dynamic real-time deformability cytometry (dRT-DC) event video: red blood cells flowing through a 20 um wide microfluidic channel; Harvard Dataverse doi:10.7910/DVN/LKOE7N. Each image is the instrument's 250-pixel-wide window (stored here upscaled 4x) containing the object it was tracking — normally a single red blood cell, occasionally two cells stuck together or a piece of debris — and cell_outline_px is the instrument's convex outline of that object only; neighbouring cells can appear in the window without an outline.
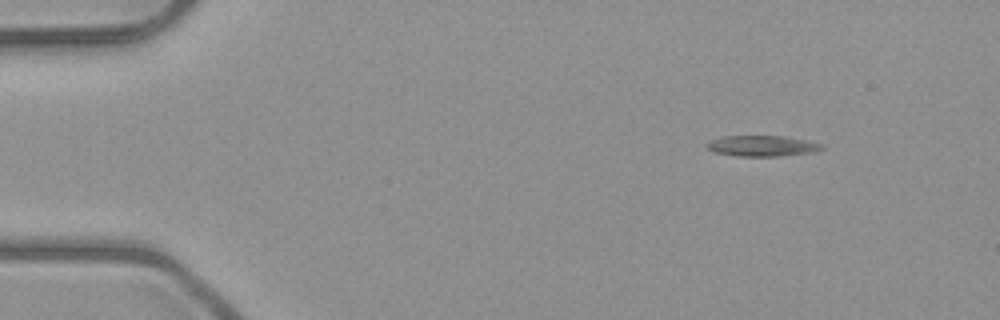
{"species": "common noctule bat (a hibernating species)", "species_latin": "Nyctalus noctula", "temperature_condition": "room temperature", "stored_images_in_passage": 4, "camera_frame_rate_fps": 3000, "um_per_image_px": 0.085, "animal": {"sex": "male", "body_mass_g": 23.1, "forearm_length_mm": 52.7}, "frame": {"image": 1, "passage_image": 1, "time_ms": 0.0, "image_size_px": [1000, 320], "cell_outline_px": [[824, 148], [808, 152], [780, 156], [736, 156], [716, 152], [708, 148], [704, 144], [712, 140], [724, 136], [784, 136], [824, 144]], "centroid_in_image_um": [64.75, 12.4], "position_along_channel_um": 20.2, "area_um2": 13.64}}